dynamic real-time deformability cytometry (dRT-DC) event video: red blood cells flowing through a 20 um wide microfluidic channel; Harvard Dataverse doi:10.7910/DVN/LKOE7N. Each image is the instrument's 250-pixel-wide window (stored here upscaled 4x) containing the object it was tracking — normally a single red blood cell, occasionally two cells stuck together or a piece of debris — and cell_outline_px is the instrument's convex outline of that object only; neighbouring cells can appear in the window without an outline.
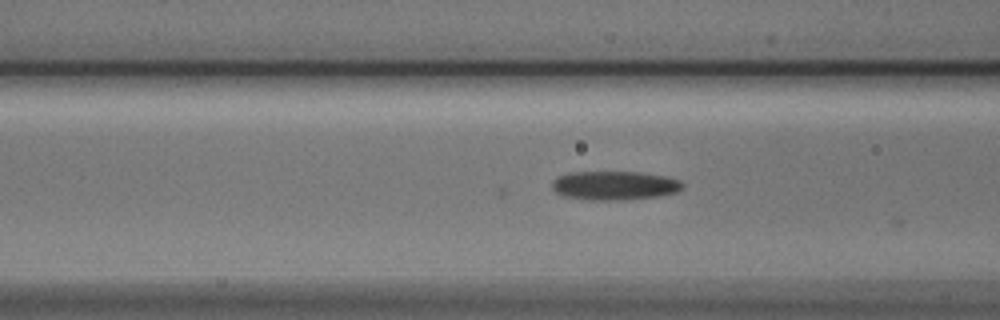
{"species": "Egyptian fruit bat (a non-hibernating species)", "species_latin": "Rousettus aegyptiacus", "temperature_condition": "cold", "stored_images_in_passage": 14, "camera_frame_rate_fps": 3000, "um_per_image_px": 0.085, "animal": {"sex": "male"}, "frame": {"image": 1, "passage_image": 3, "time_ms": 0.667, "image_size_px": [1000, 320], "cell_outline_px": [[684, 188], [676, 192], [660, 196], [624, 200], [588, 200], [560, 196], [552, 188], [552, 180], [556, 176], [568, 172], [640, 172], [668, 176], [680, 180], [684, 184]], "centroid_in_image_um": [52.22, 15.77], "position_along_channel_um": 114.4, "area_um2": 22.48}}
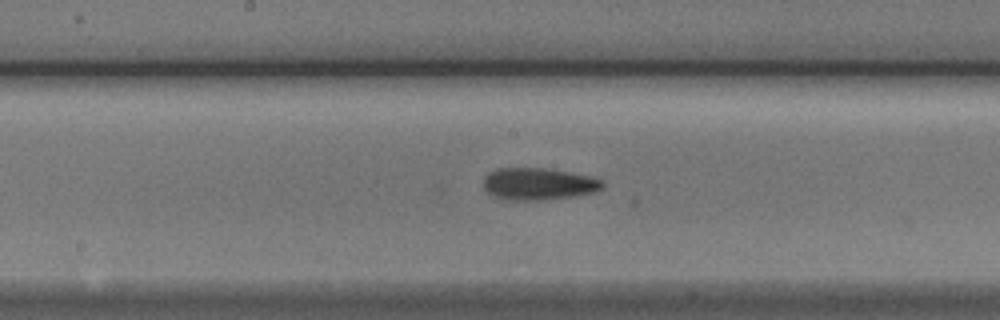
{"frame": {"image": 2, "passage_image": 10, "time_ms": 3.0, "image_size_px": [1000, 320], "cell_outline_px": [[604, 184], [596, 192], [576, 196], [544, 200], [500, 200], [488, 192], [484, 188], [484, 176], [488, 172], [500, 168], [544, 168], [592, 176], [604, 180]], "centroid_in_image_um": [45.77, 15.64], "position_along_channel_um": 202.4, "area_um2": 22.48}}
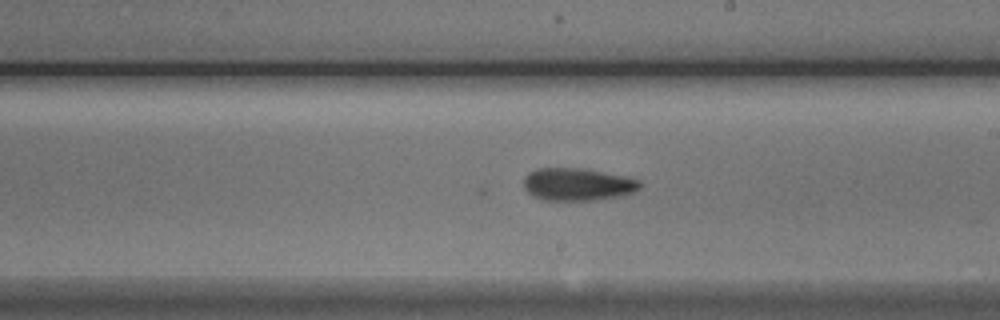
{"frame": {"image": 3, "passage_image": 13, "time_ms": 4.0, "image_size_px": [1000, 320], "cell_outline_px": [[640, 188], [636, 192], [624, 196], [596, 200], [540, 200], [532, 196], [524, 188], [524, 176], [528, 172], [536, 168], [580, 168], [624, 176], [640, 180]], "centroid_in_image_um": [49.08, 15.68], "position_along_channel_um": 239.9, "area_um2": 22.31}}